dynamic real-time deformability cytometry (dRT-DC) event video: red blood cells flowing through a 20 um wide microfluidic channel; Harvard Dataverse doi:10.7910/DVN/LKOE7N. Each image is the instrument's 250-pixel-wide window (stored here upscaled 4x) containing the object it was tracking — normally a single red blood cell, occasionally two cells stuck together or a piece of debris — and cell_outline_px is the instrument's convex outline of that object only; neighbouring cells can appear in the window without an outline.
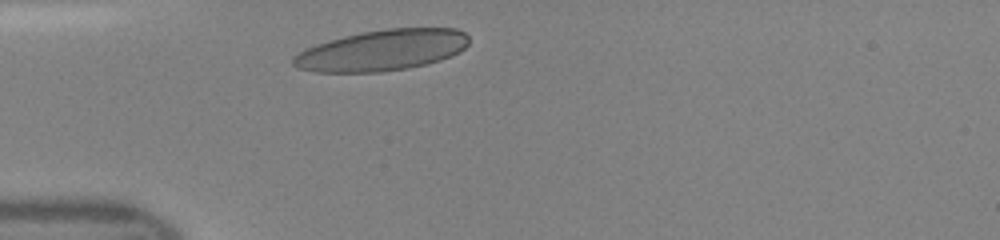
{"species": "human", "species_latin": "Homo sapiens", "temperature_condition": "room temperature", "stored_images_in_passage": 35, "camera_frame_rate_fps": 3000, "um_per_image_px": 0.085, "donor": {"sex": "female"}, "frame": {"image": 1, "passage_image": 2, "time_ms": 0.333, "image_size_px": [1000, 240], "cell_outline_px": [[468, 44], [460, 52], [440, 60], [428, 64], [408, 68], [380, 72], [316, 72], [296, 68], [292, 64], [292, 56], [316, 44], [344, 36], [360, 32], [388, 28], [456, 28], [464, 32], [468, 36]], "centroid_in_image_um": [32.48, 4.27], "position_along_channel_um": 52.5, "area_um2": 42.02}}
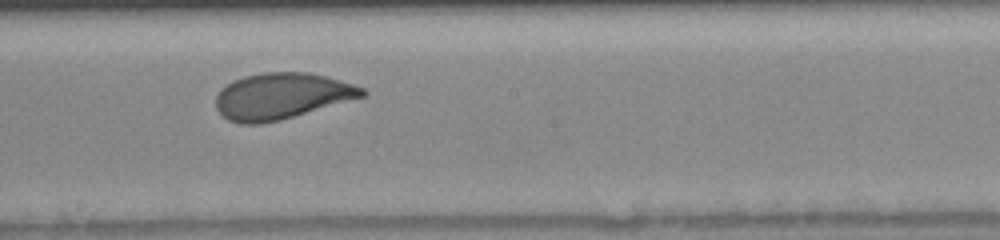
{"frame": {"image": 2, "passage_image": 15, "time_ms": 4.667, "image_size_px": [1000, 240], "cell_outline_px": [[368, 92], [364, 96], [280, 120], [260, 124], [240, 124], [228, 120], [216, 108], [216, 96], [232, 80], [244, 76], [264, 72], [308, 72], [328, 76], [364, 88]], "centroid_in_image_um": [23.93, 8.16], "position_along_channel_um": 224.3, "area_um2": 39.13}}
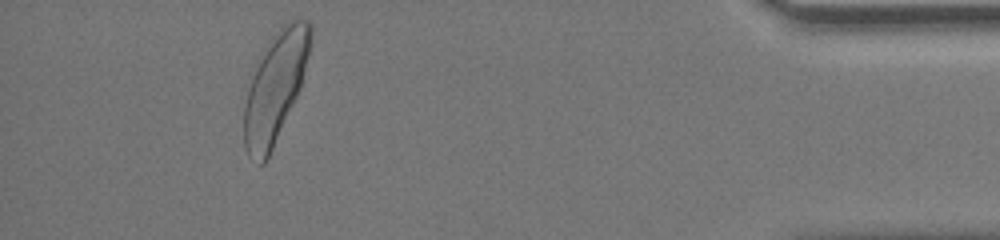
{"frame": {"image": 3, "passage_image": 32, "time_ms": 10.333, "image_size_px": [1000, 240], "cell_outline_px": [[312, 44], [300, 88], [272, 148], [264, 164], [260, 164], [248, 156], [244, 148], [244, 104], [248, 88], [252, 76], [272, 36], [284, 24], [292, 20], [308, 20], [312, 24]], "centroid_in_image_um": [23.41, 7.4], "position_along_channel_um": 411.8, "area_um2": 41.56}}